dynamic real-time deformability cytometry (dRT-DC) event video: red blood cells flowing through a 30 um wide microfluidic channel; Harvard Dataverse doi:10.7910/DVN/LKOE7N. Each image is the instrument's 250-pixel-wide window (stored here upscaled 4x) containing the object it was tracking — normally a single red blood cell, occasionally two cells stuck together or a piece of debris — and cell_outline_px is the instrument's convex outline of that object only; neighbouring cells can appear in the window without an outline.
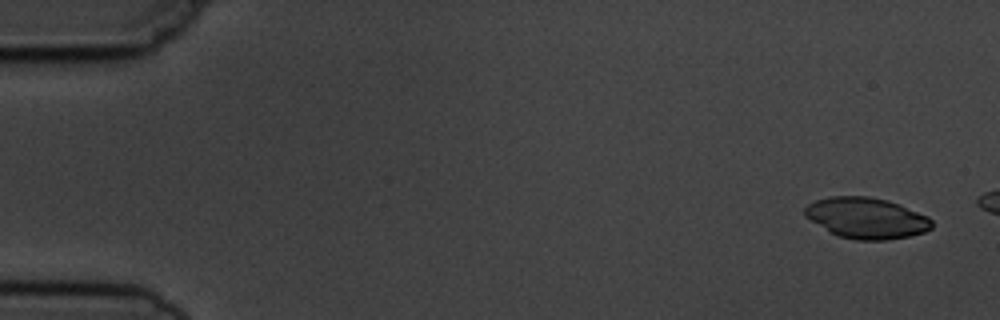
{"species": "common noctule bat (a hibernating species)", "species_latin": "Nyctalus noctula", "temperature_condition": "cold", "stored_images_in_passage": 3, "camera_frame_rate_fps": 3000, "um_per_image_px": 0.085, "animal": {"sex": "male", "body_mass_g": 19.5, "forearm_length_mm": 54.6}, "frame": {"image": 1, "passage_image": 1, "time_ms": 0.0, "image_size_px": [1000, 320], "cell_outline_px": [[932, 228], [924, 232], [908, 236], [884, 240], [856, 240], [840, 236], [832, 232], [804, 216], [804, 208], [808, 204], [816, 200], [828, 196], [868, 196], [888, 200], [900, 204], [928, 216], [932, 220]], "centroid_in_image_um": [73.66, 18.51], "position_along_channel_um": 11.3, "area_um2": 30.17}}